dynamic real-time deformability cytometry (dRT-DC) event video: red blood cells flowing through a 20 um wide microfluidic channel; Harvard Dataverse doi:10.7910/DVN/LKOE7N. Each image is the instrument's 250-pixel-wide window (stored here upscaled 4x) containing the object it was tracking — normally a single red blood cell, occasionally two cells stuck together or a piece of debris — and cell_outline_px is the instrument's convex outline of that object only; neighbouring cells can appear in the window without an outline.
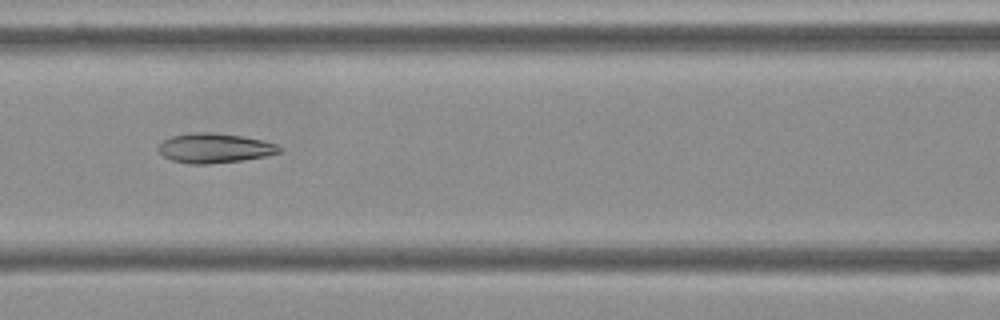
{"species": "Egyptian fruit bat (a non-hibernating species)", "species_latin": "Rousettus aegyptiacus", "temperature_condition": "cold", "stored_images_in_passage": 55, "camera_frame_rate_fps": 3000, "um_per_image_px": 0.085, "frame": {"image": 1, "passage_image": 24, "time_ms": 7.667, "image_size_px": [1000, 320], "cell_outline_px": [[284, 148], [280, 152], [264, 156], [240, 160], [208, 164], [188, 164], [172, 160], [164, 156], [156, 148], [164, 140], [172, 136], [196, 132], [212, 132], [244, 136], [276, 144]], "centroid_in_image_um": [18.23, 12.58], "position_along_channel_um": 148.4, "area_um2": 20.75}}
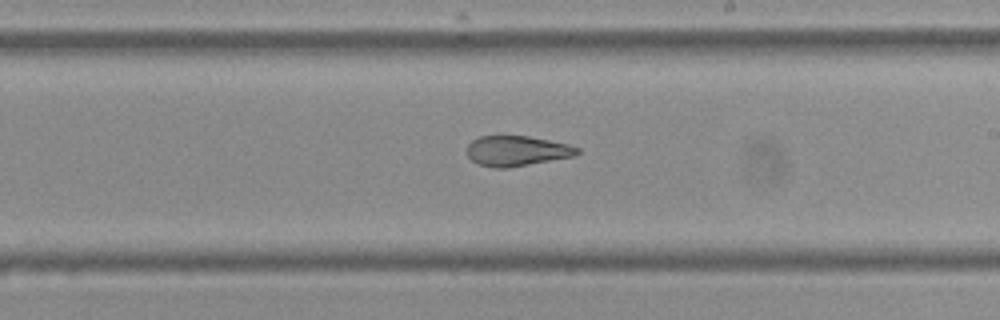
{"frame": {"image": 2, "passage_image": 32, "time_ms": 10.333, "image_size_px": [1000, 320], "cell_outline_px": [[580, 152], [576, 156], [508, 168], [492, 168], [476, 164], [468, 156], [468, 144], [472, 140], [480, 136], [528, 136], [568, 144], [580, 148]], "centroid_in_image_um": [43.94, 12.84], "position_along_channel_um": 245.1, "area_um2": 19.54}}
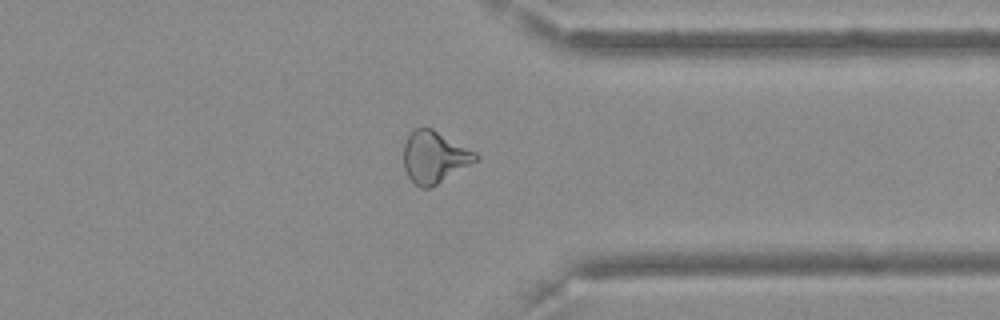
{"frame": {"image": 3, "passage_image": 43, "time_ms": 14.0, "image_size_px": [1000, 320], "cell_outline_px": [[480, 160], [436, 184], [428, 188], [420, 188], [408, 176], [404, 168], [404, 140], [420, 124], [432, 128], [476, 152], [480, 156]], "centroid_in_image_um": [36.94, 13.32], "position_along_channel_um": 374.5, "area_um2": 21.91}, "authors_computed_cell_mechanics": {"area_um2": 22.542, "velocity_mm_per_s": 3.6317, "shape_relaxation_time_tau1_ms": null, "shape_relaxation_time_tau2_ms": 3.6821, "deformation_change_tau1": null, "deformation_change_tau2": 0.1199}}